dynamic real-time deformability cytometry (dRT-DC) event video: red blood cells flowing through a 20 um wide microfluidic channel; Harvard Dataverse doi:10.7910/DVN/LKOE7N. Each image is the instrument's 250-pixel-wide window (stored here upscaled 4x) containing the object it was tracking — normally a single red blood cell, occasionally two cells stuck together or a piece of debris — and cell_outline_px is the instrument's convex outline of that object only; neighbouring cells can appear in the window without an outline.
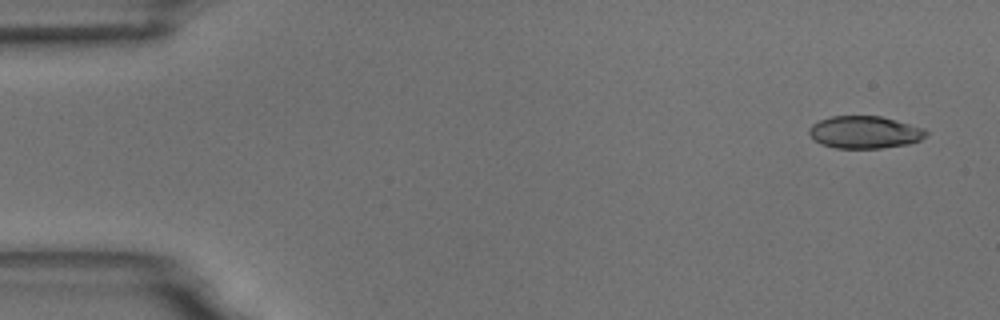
{"species": "common noctule bat (a hibernating species)", "species_latin": "Nyctalus noctula", "temperature_condition": "room temperature", "stored_images_in_passage": 6, "camera_frame_rate_fps": 3000, "um_per_image_px": 0.085, "animal": {"sex": "male", "body_mass_g": 18.8}, "frame": {"image": 1, "passage_image": 1, "time_ms": 0.0, "image_size_px": [1000, 320], "cell_outline_px": [[928, 132], [920, 140], [908, 144], [880, 148], [836, 148], [820, 144], [808, 132], [808, 128], [812, 124], [820, 120], [832, 116], [880, 116], [924, 128]], "centroid_in_image_um": [73.48, 11.24], "position_along_channel_um": 11.5, "area_um2": 21.91}}
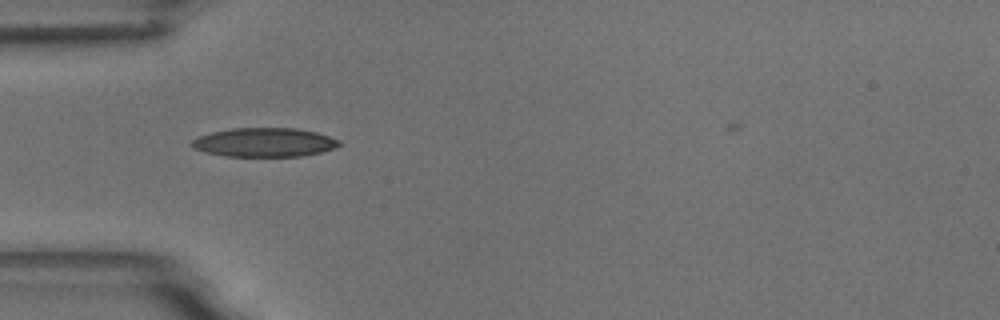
{"frame": {"image": 2, "passage_image": 5, "time_ms": 4.667, "image_size_px": [1000, 320], "cell_outline_px": [[340, 144], [336, 148], [320, 152], [300, 156], [224, 156], [204, 152], [192, 148], [188, 144], [192, 140], [200, 136], [212, 132], [232, 128], [296, 128], [316, 132], [340, 140]], "centroid_in_image_um": [22.44, 12.1], "position_along_channel_um": 62.6, "area_um2": 24.91}}